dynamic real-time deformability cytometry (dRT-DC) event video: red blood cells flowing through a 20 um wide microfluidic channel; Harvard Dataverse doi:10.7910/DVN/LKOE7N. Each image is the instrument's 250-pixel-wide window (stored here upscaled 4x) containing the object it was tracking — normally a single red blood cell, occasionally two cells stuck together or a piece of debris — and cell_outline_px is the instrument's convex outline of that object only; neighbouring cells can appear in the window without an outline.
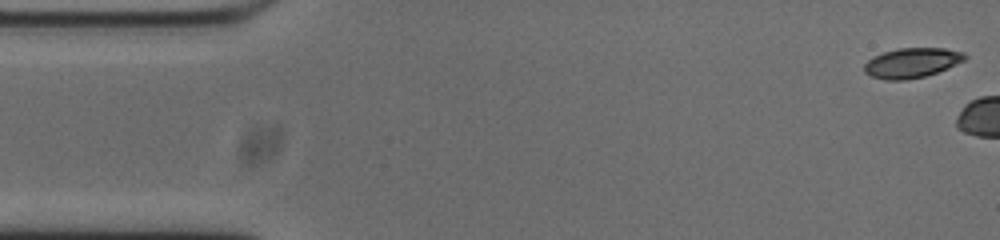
{"species": "common noctule bat (a hibernating species)", "species_latin": "Nyctalus noctula", "temperature_condition": "cold", "stored_images_in_passage": 5, "camera_frame_rate_fps": 3000, "um_per_image_px": 0.085, "animal": {"sex": "male", "body_mass_g": 20.0, "forearm_length_mm": 53.3}, "frame": {"image": 1, "passage_image": 1, "time_ms": 0.0, "image_size_px": [1000, 240], "cell_outline_px": [[968, 56], [964, 60], [948, 68], [924, 76], [904, 80], [884, 80], [872, 76], [864, 72], [864, 64], [872, 56], [884, 52], [900, 48], [944, 48], [964, 52]], "centroid_in_image_um": [77.49, 5.33], "position_along_channel_um": 7.5, "area_um2": 17.46}}